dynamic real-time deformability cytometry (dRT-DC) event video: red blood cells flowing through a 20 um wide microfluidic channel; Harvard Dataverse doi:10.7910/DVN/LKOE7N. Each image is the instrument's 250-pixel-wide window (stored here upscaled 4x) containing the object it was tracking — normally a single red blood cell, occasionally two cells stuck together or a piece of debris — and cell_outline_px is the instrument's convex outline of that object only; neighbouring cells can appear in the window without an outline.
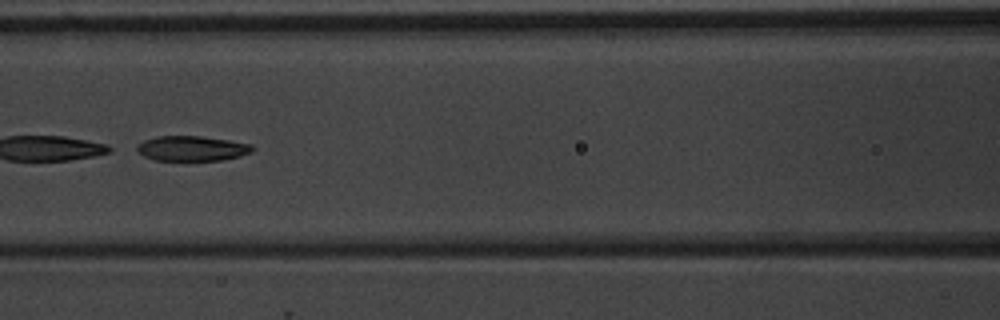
{"species": "common noctule bat (a hibernating species)", "species_latin": "Nyctalus noctula", "temperature_condition": "warm", "stored_images_in_passage": 8, "camera_frame_rate_fps": 3000, "um_per_image_px": 0.085, "animal": {"sex": "male", "body_mass_g": 20.1, "forearm_length_mm": 53.5}, "frame": {"image": 1, "passage_image": 6, "time_ms": 6.667, "image_size_px": [1000, 320], "cell_outline_px": [[256, 148], [252, 152], [240, 156], [220, 160], [152, 160], [144, 156], [136, 148], [144, 140], [156, 136], [200, 136], [228, 140], [252, 144]], "centroid_in_image_um": [16.35, 12.61], "position_along_channel_um": 150.2, "area_um2": 16.76}}
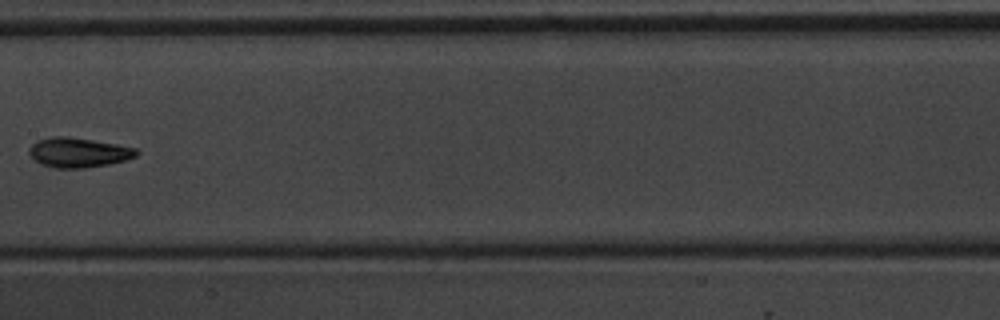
{"frame": {"image": 2, "passage_image": 7, "time_ms": 8.0, "image_size_px": [1000, 320], "cell_outline_px": [[140, 152], [136, 156], [124, 160], [108, 164], [84, 168], [56, 168], [40, 164], [28, 152], [28, 148], [36, 140], [52, 136], [68, 136], [116, 144], [136, 148]], "centroid_in_image_um": [6.64, 12.95], "position_along_channel_um": 200.8, "area_um2": 18.55}}
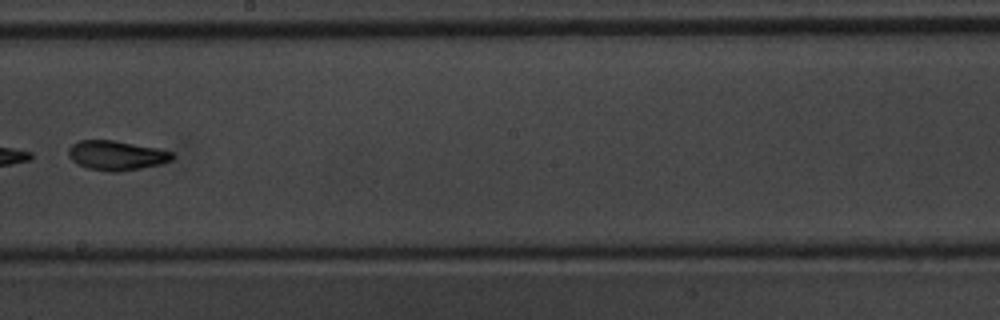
{"frame": {"image": 3, "passage_image": 8, "time_ms": 9.0, "image_size_px": [1000, 320], "cell_outline_px": [[176, 156], [172, 160], [160, 164], [140, 168], [116, 172], [108, 172], [88, 168], [76, 164], [68, 156], [68, 148], [72, 144], [80, 140], [112, 140], [156, 148], [172, 152]], "centroid_in_image_um": [9.87, 13.21], "position_along_channel_um": 238.3, "area_um2": 17.86}}